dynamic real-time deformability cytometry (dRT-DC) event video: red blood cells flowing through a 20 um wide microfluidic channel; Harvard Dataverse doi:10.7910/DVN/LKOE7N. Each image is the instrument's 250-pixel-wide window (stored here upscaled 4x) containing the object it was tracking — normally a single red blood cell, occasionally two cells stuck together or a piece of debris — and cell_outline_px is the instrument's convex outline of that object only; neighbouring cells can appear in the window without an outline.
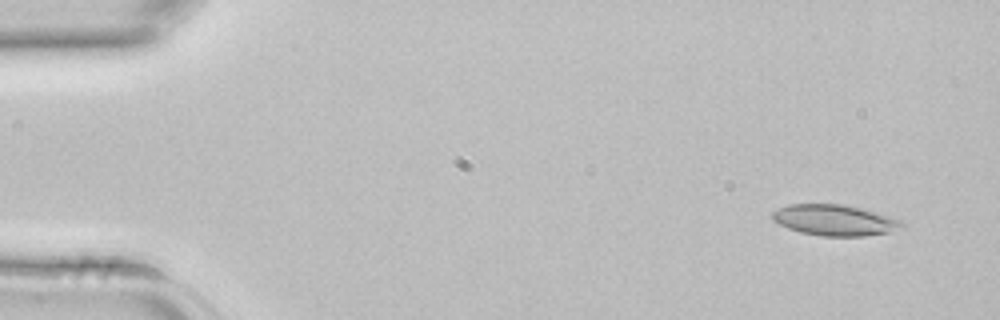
{"species": "common noctule bat (a hibernating species)", "species_latin": "Nyctalus noctula", "temperature_condition": "room temperature", "stored_images_in_passage": 4, "segment_of_instrument_passage": [1, 2], "camera_frame_rate_fps": 3000, "um_per_image_px": 0.085, "animal": {"sex": "female", "body_mass_g": 22.7, "forearm_length_mm": 54.2}, "frame": {"image": 1, "passage_image": 1, "time_ms": 0.0, "image_size_px": [1000, 320], "cell_outline_px": [[904, 228], [892, 232], [864, 236], [820, 236], [800, 232], [788, 228], [772, 220], [772, 212], [788, 204], [840, 204], [860, 208], [876, 212], [900, 220], [904, 224]], "centroid_in_image_um": [70.96, 18.72], "position_along_channel_um": 14.0, "area_um2": 23.35}}